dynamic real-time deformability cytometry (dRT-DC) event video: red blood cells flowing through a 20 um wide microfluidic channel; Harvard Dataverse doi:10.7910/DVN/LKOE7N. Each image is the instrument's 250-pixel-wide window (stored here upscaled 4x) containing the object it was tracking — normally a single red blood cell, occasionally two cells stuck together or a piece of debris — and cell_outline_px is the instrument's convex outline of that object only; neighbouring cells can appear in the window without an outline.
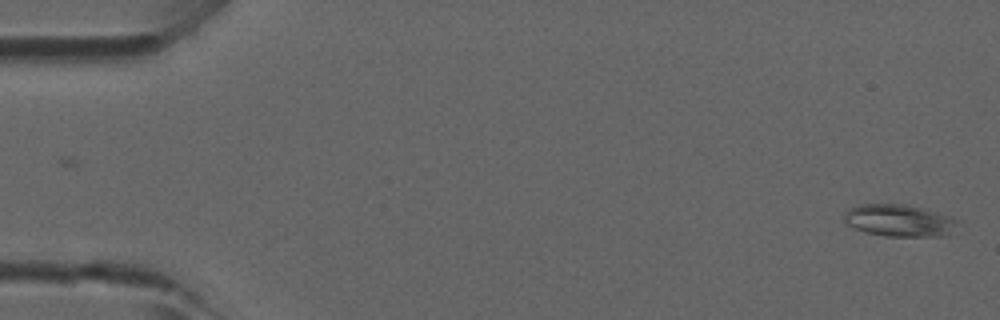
{"species": "common noctule bat (a hibernating species)", "species_latin": "Nyctalus noctula", "temperature_condition": "room temperature", "stored_images_in_passage": 2, "camera_frame_rate_fps": 3000, "um_per_image_px": 0.085, "animal": {"sex": "male", "forearm_length_mm": 52.5}, "frame": {"image": 1, "passage_image": 2, "time_ms": 0.333, "image_size_px": [1000, 320], "cell_outline_px": [[956, 220], [948, 236], [884, 236], [864, 232], [848, 224], [844, 220], [844, 212], [860, 204], [904, 204], [936, 212], [948, 216]], "centroid_in_image_um": [76.37, 18.75], "position_along_channel_um": 8.6, "area_um2": 20.75}}